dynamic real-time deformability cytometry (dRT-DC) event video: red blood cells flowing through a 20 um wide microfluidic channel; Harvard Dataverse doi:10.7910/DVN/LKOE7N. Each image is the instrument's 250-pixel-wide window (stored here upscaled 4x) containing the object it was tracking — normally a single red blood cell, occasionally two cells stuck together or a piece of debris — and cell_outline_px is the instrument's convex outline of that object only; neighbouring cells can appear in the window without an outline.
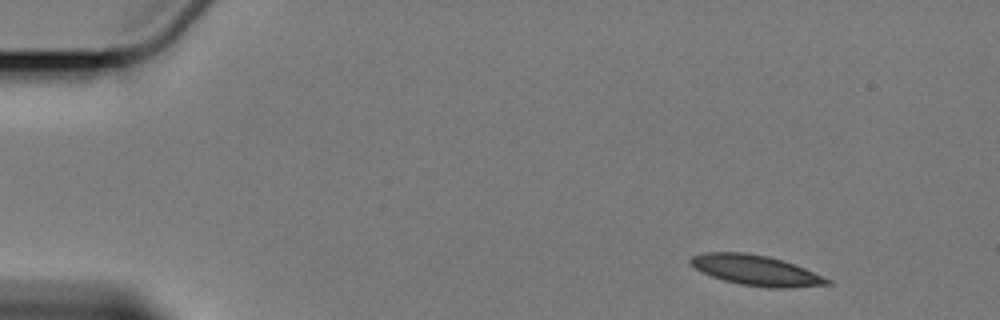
{"species": "Egyptian fruit bat (a non-hibernating species)", "species_latin": "Rousettus aegyptiacus", "temperature_condition": "cold", "stored_images_in_passage": 5, "segment_of_instrument_passage": [2, 2], "camera_frame_rate_fps": 3000, "um_per_image_px": 0.085, "animal": {"sex": "female"}, "frame": {"image": 1, "passage_image": 5, "time_ms": 5.667, "image_size_px": [1000, 320], "cell_outline_px": [[832, 284], [788, 288], [768, 288], [740, 284], [724, 280], [712, 276], [688, 264], [688, 260], [692, 256], [704, 252], [744, 252], [768, 256], [804, 268], [824, 276], [832, 280]], "centroid_in_image_um": [64.25, 22.98], "position_along_channel_um": 20.7, "area_um2": 24.04}}